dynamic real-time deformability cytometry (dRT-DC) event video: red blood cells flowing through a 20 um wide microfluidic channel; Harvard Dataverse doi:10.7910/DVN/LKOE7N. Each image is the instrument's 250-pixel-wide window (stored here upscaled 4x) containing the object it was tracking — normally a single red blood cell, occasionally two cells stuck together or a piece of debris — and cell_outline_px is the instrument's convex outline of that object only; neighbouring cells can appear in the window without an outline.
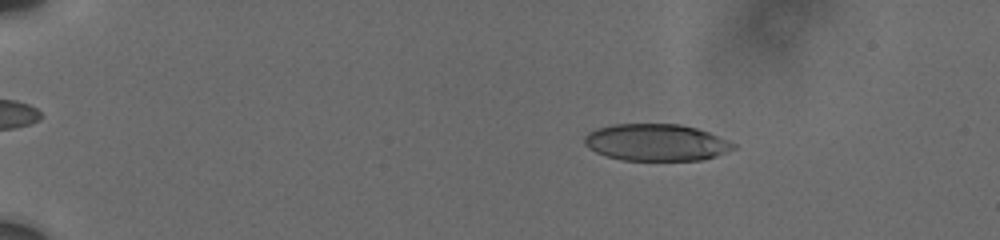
{"species": "human", "species_latin": "Homo sapiens", "temperature_condition": "cold", "stored_images_in_passage": 72, "camera_frame_rate_fps": 3000, "um_per_image_px": 0.085, "donor": {"sex": "male"}, "frame": {"image": 1, "passage_image": 11, "time_ms": 2.667, "image_size_px": [1000, 240], "cell_outline_px": [[736, 148], [728, 152], [716, 156], [700, 160], [624, 160], [608, 156], [596, 152], [584, 144], [584, 136], [588, 132], [596, 128], [612, 124], [680, 124], [696, 128], [708, 132], [728, 140], [736, 144]], "centroid_in_image_um": [55.78, 12.1], "position_along_channel_um": 29.2, "area_um2": 32.02}}
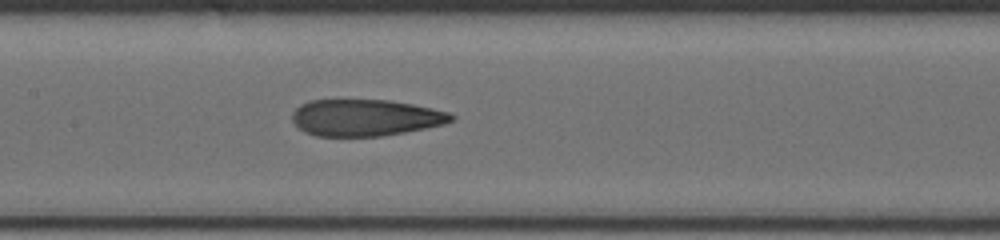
{"frame": {"image": 2, "passage_image": 37, "time_ms": 9.333, "image_size_px": [1000, 240], "cell_outline_px": [[456, 116], [452, 120], [444, 124], [404, 132], [380, 136], [316, 136], [304, 132], [292, 120], [292, 112], [300, 104], [308, 100], [388, 100], [412, 104], [432, 108], [448, 112]], "centroid_in_image_um": [31.03, 10.0], "position_along_channel_um": 176.4, "area_um2": 33.87}}
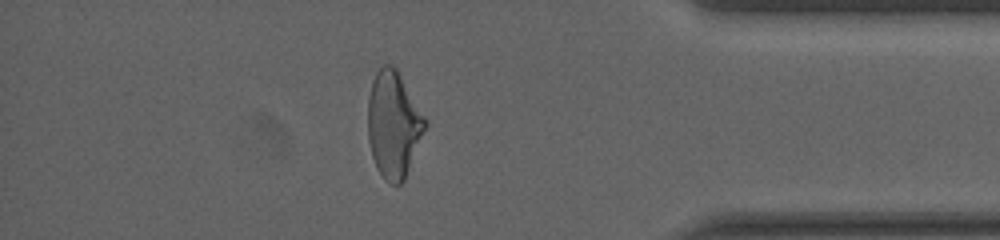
{"frame": {"image": 3, "passage_image": 62, "time_ms": 16.0, "image_size_px": [1000, 240], "cell_outline_px": [[428, 124], [404, 180], [400, 184], [388, 184], [384, 180], [376, 168], [372, 156], [368, 140], [368, 96], [372, 80], [376, 72], [384, 64], [392, 64], [396, 68], [428, 120]], "centroid_in_image_um": [33.45, 10.59], "position_along_channel_um": 401.7, "area_um2": 35.84}, "authors_computed_cell_mechanics": {"area_um2": 34.5355, "velocity_mm_per_s": 3.7196, "shape_relaxation_time_tau1_ms": 9.9667, "shape_relaxation_time_tau2_ms": 1.9602, "deformation_change_tau1": 0.2548, "deformation_change_tau2": 0.1148}}